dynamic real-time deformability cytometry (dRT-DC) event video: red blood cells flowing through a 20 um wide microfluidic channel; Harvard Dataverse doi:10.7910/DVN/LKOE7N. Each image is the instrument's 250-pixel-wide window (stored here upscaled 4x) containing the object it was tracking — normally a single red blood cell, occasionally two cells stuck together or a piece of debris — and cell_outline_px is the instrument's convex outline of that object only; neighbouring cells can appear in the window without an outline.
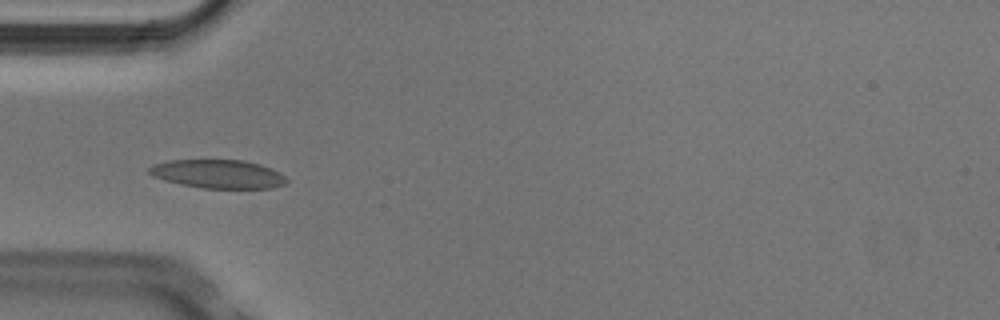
{"species": "Egyptian fruit bat (a non-hibernating species)", "species_latin": "Rousettus aegyptiacus", "temperature_condition": "cold", "stored_images_in_passage": 8, "camera_frame_rate_fps": 3000, "um_per_image_px": 0.085, "animal": {"sex": "male"}, "frame": {"image": 1, "passage_image": 3, "time_ms": 0.667, "image_size_px": [1000, 320], "cell_outline_px": [[288, 180], [284, 184], [272, 188], [204, 188], [180, 184], [164, 180], [152, 176], [148, 172], [148, 168], [152, 164], [168, 160], [244, 160], [260, 164], [280, 172]], "centroid_in_image_um": [18.51, 14.78], "position_along_channel_um": 66.5, "area_um2": 22.95}}
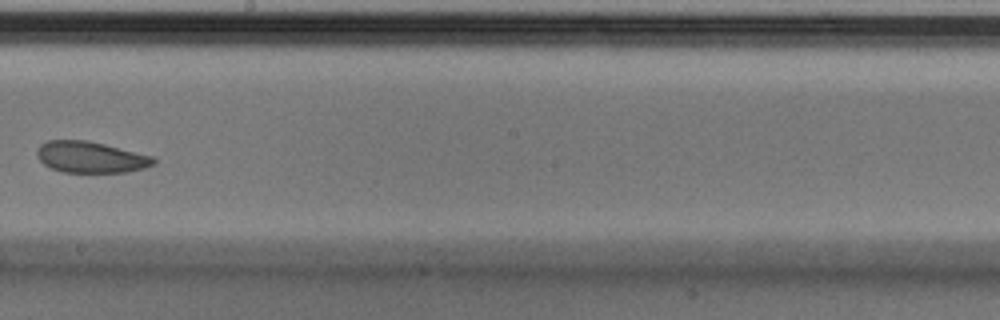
{"frame": {"image": 2, "passage_image": 7, "time_ms": 2.0, "image_size_px": [1000, 320], "cell_outline_px": [[156, 164], [144, 168], [128, 172], [60, 172], [44, 164], [36, 156], [36, 148], [40, 144], [48, 140], [88, 140], [152, 156], [156, 160]], "centroid_in_image_um": [7.68, 13.36], "position_along_channel_um": 240.5, "area_um2": 21.33}}
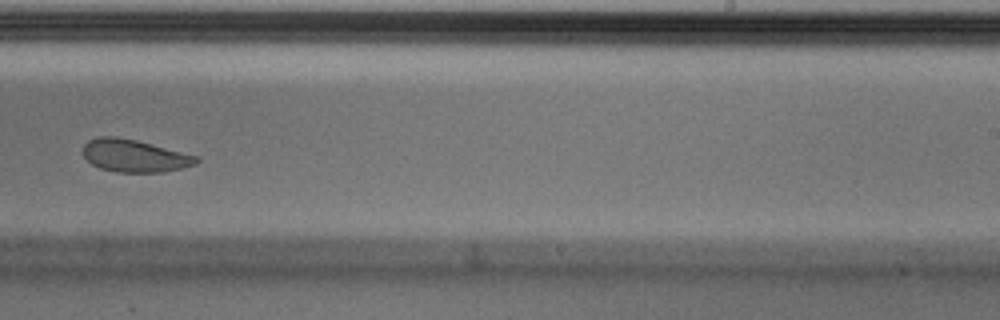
{"frame": {"image": 3, "passage_image": 8, "time_ms": 2.333, "image_size_px": [1000, 320], "cell_outline_px": [[200, 160], [196, 164], [164, 172], [116, 172], [100, 168], [92, 164], [84, 156], [84, 144], [88, 140], [100, 136], [116, 136], [136, 140], [200, 156]], "centroid_in_image_um": [11.45, 13.24], "position_along_channel_um": 277.5, "area_um2": 21.5}}